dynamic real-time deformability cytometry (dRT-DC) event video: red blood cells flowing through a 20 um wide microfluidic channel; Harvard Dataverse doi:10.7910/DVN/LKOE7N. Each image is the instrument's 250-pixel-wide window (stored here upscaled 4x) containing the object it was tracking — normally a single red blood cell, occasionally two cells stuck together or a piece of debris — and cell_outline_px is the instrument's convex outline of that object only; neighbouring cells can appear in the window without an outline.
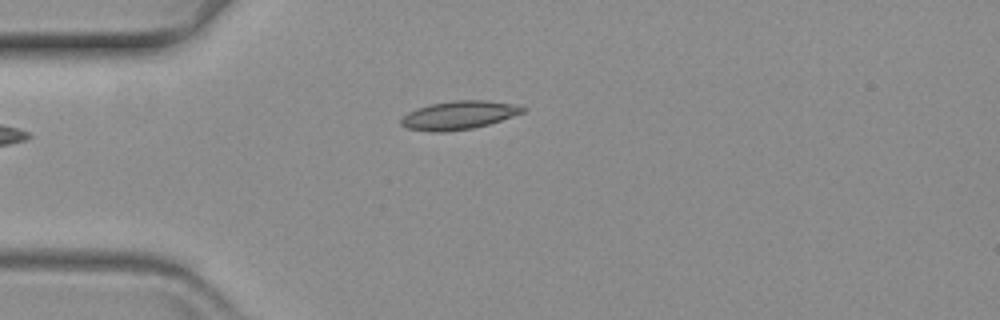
{"species": "common noctule bat (a hibernating species)", "species_latin": "Nyctalus noctula", "temperature_condition": "warm", "stored_images_in_passage": 46, "camera_frame_rate_fps": 3000, "um_per_image_px": 0.085, "animal": {"sex": "female", "body_mass_g": 19.3, "forearm_length_mm": 54.1}, "frame": {"image": 1, "passage_image": 1, "time_ms": 0.0, "image_size_px": [1000, 320], "cell_outline_px": [[528, 108], [524, 112], [488, 124], [472, 128], [444, 132], [432, 132], [408, 128], [400, 124], [400, 120], [408, 112], [416, 108], [428, 104], [452, 100], [488, 100], [520, 104]], "centroid_in_image_um": [39.02, 9.77], "position_along_channel_um": 46.0, "area_um2": 20.35}}
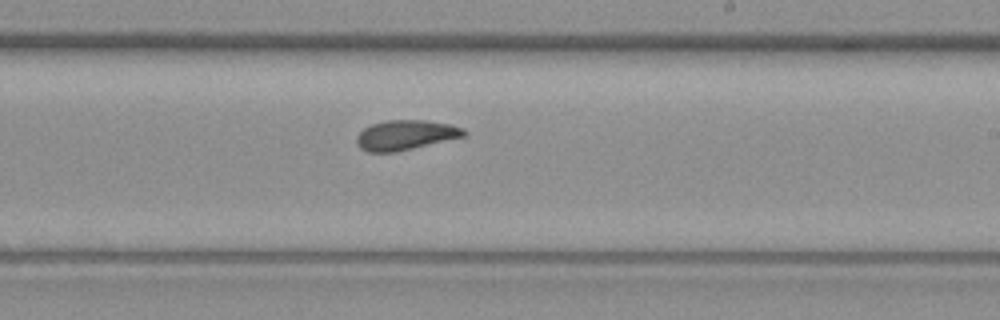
{"frame": {"image": 2, "passage_image": 21, "time_ms": 6.667, "image_size_px": [1000, 320], "cell_outline_px": [[468, 132], [464, 136], [396, 152], [368, 152], [360, 148], [356, 144], [356, 136], [364, 128], [372, 124], [384, 120], [424, 120], [448, 124], [464, 128]], "centroid_in_image_um": [34.44, 11.48], "position_along_channel_um": 254.6, "area_um2": 18.61}}
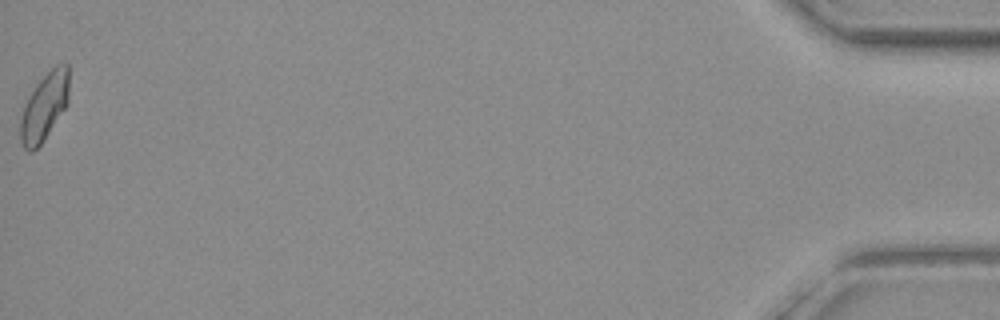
{"frame": {"image": 3, "passage_image": 46, "time_ms": 15.0, "image_size_px": [1000, 320], "cell_outline_px": [[68, 104], [44, 140], [32, 152], [28, 152], [24, 148], [20, 140], [20, 120], [24, 104], [28, 96], [36, 84], [56, 64], [68, 64]], "centroid_in_image_um": [3.75, 9.09], "position_along_channel_um": 431.4, "area_um2": 19.13}}